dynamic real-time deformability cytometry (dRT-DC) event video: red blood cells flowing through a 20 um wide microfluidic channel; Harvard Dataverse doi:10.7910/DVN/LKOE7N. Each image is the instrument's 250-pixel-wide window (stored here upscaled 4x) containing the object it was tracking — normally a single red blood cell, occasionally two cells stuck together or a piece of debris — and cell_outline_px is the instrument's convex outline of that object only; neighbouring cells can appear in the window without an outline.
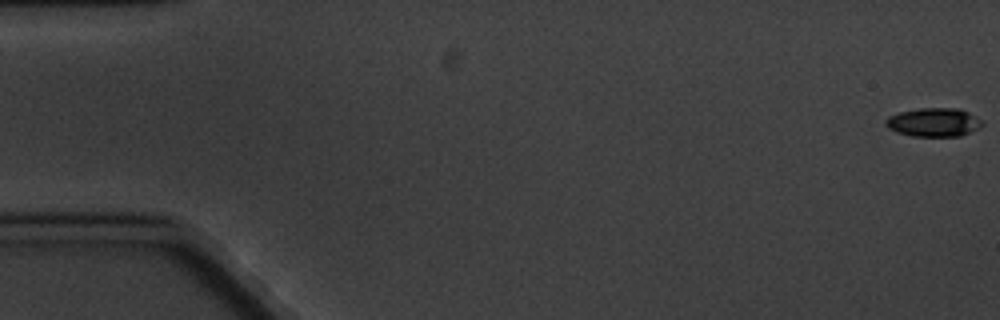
{"species": "common noctule bat (a hibernating species)", "species_latin": "Nyctalus noctula", "temperature_condition": "cold", "stored_images_in_passage": 5, "camera_frame_rate_fps": 3000, "um_per_image_px": 0.085, "animal": {"sex": "male", "body_mass_g": 20.1, "forearm_length_mm": 53.5}, "frame": {"image": 1, "passage_image": 1, "time_ms": 0.0, "image_size_px": [1000, 320], "cell_outline_px": [[984, 124], [960, 136], [912, 136], [896, 132], [888, 128], [884, 124], [884, 120], [888, 116], [900, 112], [920, 108], [956, 108], [968, 112], [980, 120]], "centroid_in_image_um": [79.3, 10.39], "position_along_channel_um": 5.7, "area_um2": 15.95}}
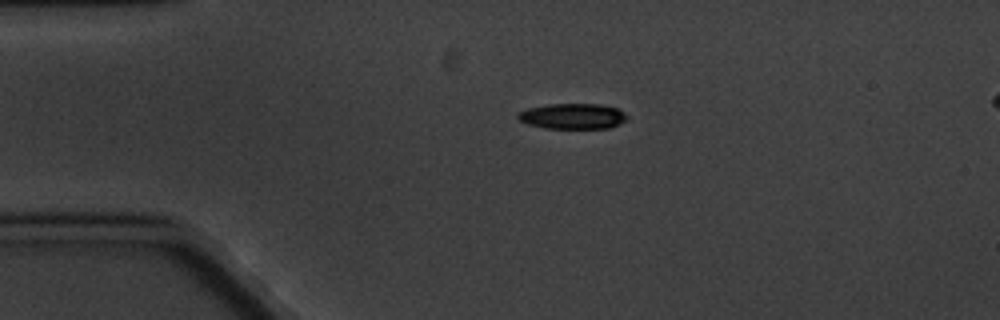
{"frame": {"image": 2, "passage_image": 4, "time_ms": 4.333, "image_size_px": [1000, 320], "cell_outline_px": [[628, 116], [620, 124], [608, 128], [544, 128], [528, 124], [520, 120], [516, 116], [520, 112], [528, 108], [548, 104], [600, 104], [616, 108], [624, 112]], "centroid_in_image_um": [48.68, 9.87], "position_along_channel_um": 36.3, "area_um2": 16.13}}